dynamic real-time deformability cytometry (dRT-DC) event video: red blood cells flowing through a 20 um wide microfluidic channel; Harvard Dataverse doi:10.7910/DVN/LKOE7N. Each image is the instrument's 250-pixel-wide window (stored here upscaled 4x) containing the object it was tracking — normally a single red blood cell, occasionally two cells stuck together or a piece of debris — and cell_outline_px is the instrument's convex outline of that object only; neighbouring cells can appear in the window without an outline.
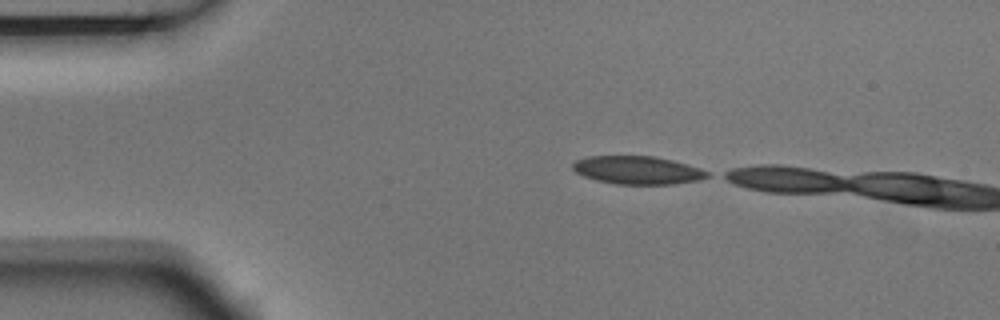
{"species": "Egyptian fruit bat (a non-hibernating species)", "species_latin": "Rousettus aegyptiacus", "temperature_condition": "room temperature", "stored_images_in_passage": 2, "camera_frame_rate_fps": 3000, "um_per_image_px": 0.085, "animal": {"sex": "male"}, "frame": {"image": 1, "passage_image": 1, "time_ms": 0.0, "image_size_px": [1000, 320], "cell_outline_px": [[712, 176], [700, 180], [672, 184], [616, 184], [596, 180], [584, 176], [576, 172], [572, 168], [572, 164], [576, 160], [588, 156], [652, 156], [672, 160], [700, 168], [708, 172]], "centroid_in_image_um": [54.2, 14.46], "position_along_channel_um": 30.8, "area_um2": 22.02}}